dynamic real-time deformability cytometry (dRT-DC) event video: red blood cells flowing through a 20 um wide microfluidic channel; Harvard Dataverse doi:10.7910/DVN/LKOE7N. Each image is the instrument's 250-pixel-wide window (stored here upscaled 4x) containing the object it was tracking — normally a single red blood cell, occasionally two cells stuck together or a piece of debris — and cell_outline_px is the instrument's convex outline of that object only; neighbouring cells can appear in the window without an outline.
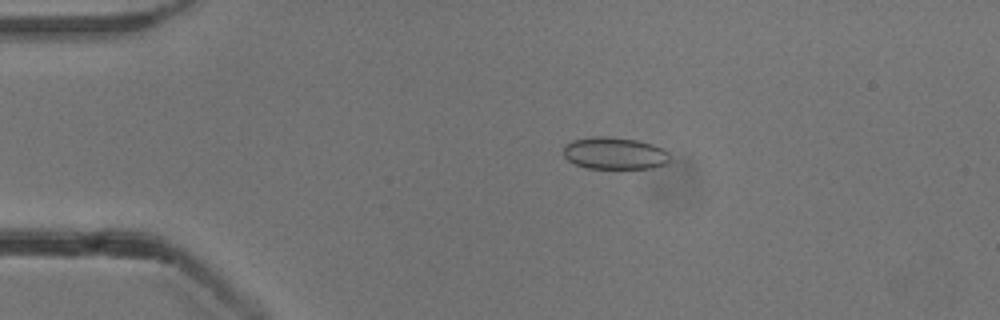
{"species": "common noctule bat (a hibernating species)", "species_latin": "Nyctalus noctula", "temperature_condition": "cold", "stored_images_in_passage": 50, "camera_frame_rate_fps": 3000, "um_per_image_px": 0.085, "animal": {"sex": "male", "body_mass_g": 13.3}, "frame": {"image": 1, "passage_image": 8, "time_ms": 2.333, "image_size_px": [1000, 320], "cell_outline_px": [[668, 164], [652, 168], [588, 168], [576, 164], [568, 160], [564, 156], [564, 144], [572, 140], [592, 136], [608, 136], [636, 140], [652, 144], [664, 148], [668, 152]], "centroid_in_image_um": [52.24, 13.02], "position_along_channel_um": 32.8, "area_um2": 20.0}}
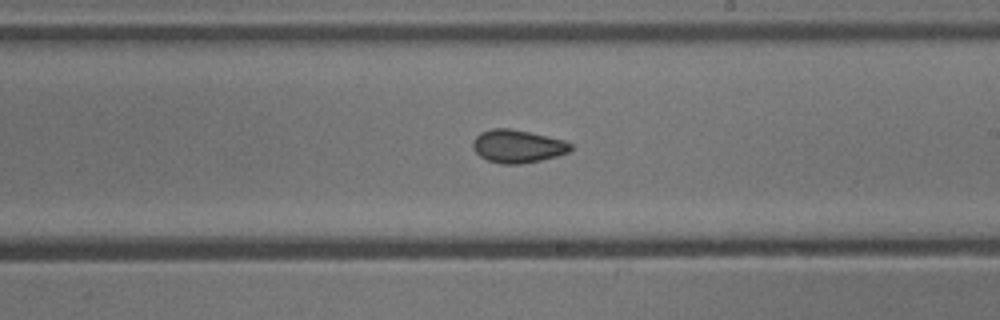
{"frame": {"image": 2, "passage_image": 28, "time_ms": 9.0, "image_size_px": [1000, 320], "cell_outline_px": [[572, 148], [568, 152], [556, 156], [540, 160], [520, 164], [500, 164], [488, 160], [480, 156], [472, 148], [472, 144], [476, 136], [480, 132], [492, 128], [508, 128], [548, 136], [564, 140], [572, 144]], "centroid_in_image_um": [43.98, 12.43], "position_along_channel_um": 245.0, "area_um2": 18.73}}
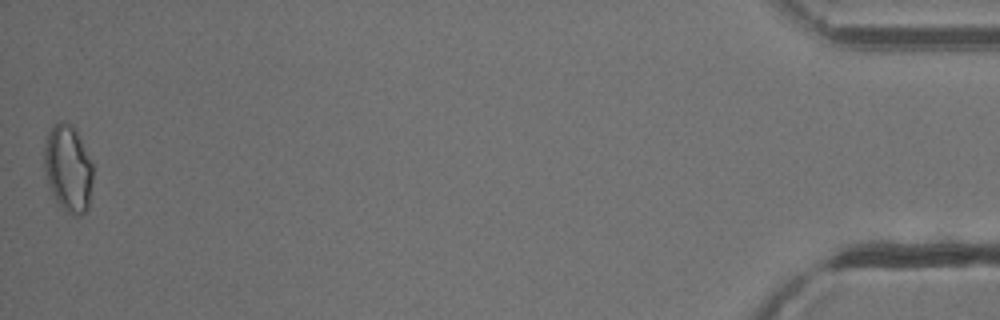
{"frame": {"image": 3, "passage_image": 50, "time_ms": 16.333, "image_size_px": [1000, 320], "cell_outline_px": [[92, 180], [88, 208], [80, 216], [72, 216], [56, 200], [52, 192], [44, 168], [44, 148], [48, 132], [52, 124], [60, 120], [68, 124], [76, 132], [92, 164]], "centroid_in_image_um": [5.78, 14.32], "position_along_channel_um": 429.4, "area_um2": 24.1}, "authors_computed_cell_mechanics": {"area_um2": 19.1318, "velocity_mm_per_s": 3.8632, "shape_relaxation_time_tau1_ms": null, "shape_relaxation_time_tau2_ms": 1.9442, "deformation_change_tau1": null, "deformation_change_tau2": 0.0717}}